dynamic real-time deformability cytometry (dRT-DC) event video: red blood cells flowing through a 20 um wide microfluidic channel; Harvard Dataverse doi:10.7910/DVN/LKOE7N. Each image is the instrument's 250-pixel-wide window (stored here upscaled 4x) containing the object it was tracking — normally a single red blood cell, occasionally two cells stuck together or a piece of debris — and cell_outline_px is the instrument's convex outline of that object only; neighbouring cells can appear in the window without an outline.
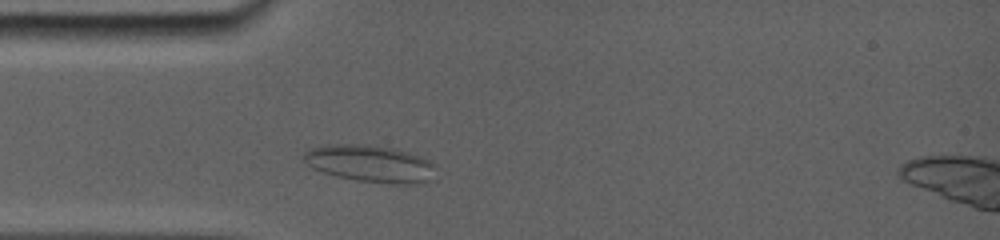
{"species": "common noctule bat (a hibernating species)", "species_latin": "Nyctalus noctula", "temperature_condition": "room temperature", "stored_images_in_passage": 2, "camera_frame_rate_fps": 5000, "um_per_image_px": 0.085, "animal": {"sex": "female", "body_mass_g": 19.0, "forearm_length_mm": 56.7}, "frame": {"image": 1, "passage_image": 2, "time_ms": 1.0, "image_size_px": [1000, 240], "cell_outline_px": [[436, 180], [428, 184], [388, 184], [356, 180], [336, 176], [312, 168], [304, 160], [304, 152], [316, 148], [376, 148], [400, 152], [416, 156], [428, 160], [436, 164]], "centroid_in_image_um": [31.66, 14.06], "position_along_channel_um": 53.3, "area_um2": 26.76}}